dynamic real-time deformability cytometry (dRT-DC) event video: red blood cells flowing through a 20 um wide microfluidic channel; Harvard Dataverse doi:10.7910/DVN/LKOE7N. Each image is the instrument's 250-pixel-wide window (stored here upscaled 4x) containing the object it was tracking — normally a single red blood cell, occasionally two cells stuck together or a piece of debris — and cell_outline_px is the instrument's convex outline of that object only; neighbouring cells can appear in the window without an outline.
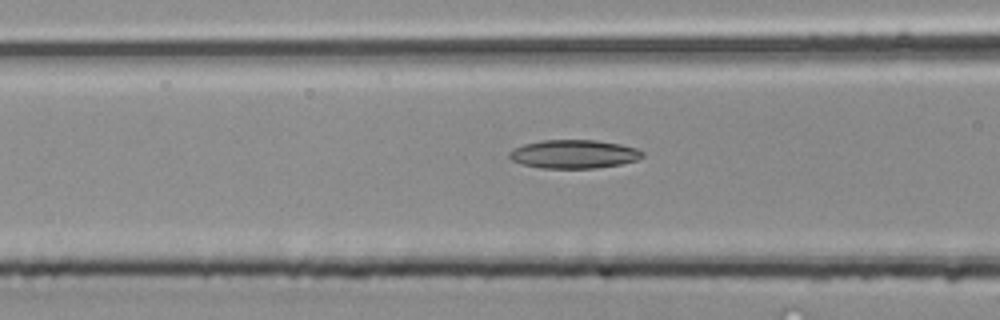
{"species": "common noctule bat (a hibernating species)", "species_latin": "Nyctalus noctula", "temperature_condition": "room temperature", "stored_images_in_passage": 16, "camera_frame_rate_fps": 3000, "um_per_image_px": 0.085, "animal": {"sex": "male", "body_mass_g": 20.4}, "frame": {"image": 1, "passage_image": 14, "time_ms": 4.333, "image_size_px": [1000, 320], "cell_outline_px": [[644, 156], [636, 160], [620, 164], [596, 168], [540, 168], [524, 164], [512, 160], [508, 156], [508, 152], [524, 144], [544, 140], [596, 140], [620, 144], [636, 148], [644, 152]], "centroid_in_image_um": [48.8, 13.1], "position_along_channel_um": 117.8, "area_um2": 22.02}}